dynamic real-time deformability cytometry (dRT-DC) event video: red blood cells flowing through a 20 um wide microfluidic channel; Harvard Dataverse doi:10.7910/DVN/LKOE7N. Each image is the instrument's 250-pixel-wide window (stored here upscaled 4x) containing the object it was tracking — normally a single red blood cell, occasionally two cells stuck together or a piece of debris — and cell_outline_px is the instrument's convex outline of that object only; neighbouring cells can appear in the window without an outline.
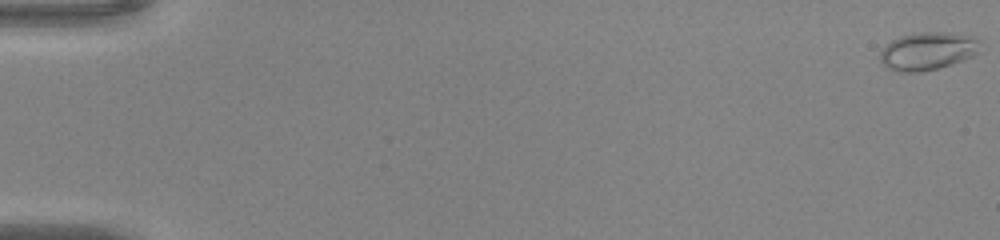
{"species": "common noctule bat (a hibernating species)", "species_latin": "Nyctalus noctula", "temperature_condition": "warm", "stored_images_in_passage": 52, "camera_frame_rate_fps": 3000, "um_per_image_px": 0.085, "animal": {"sex": "male", "body_mass_g": 20.0, "forearm_length_mm": 53.3}, "frame": {"image": 1, "passage_image": 1, "time_ms": 0.0, "image_size_px": [1000, 240], "cell_outline_px": [[980, 40], [976, 52], [972, 56], [952, 64], [936, 68], [916, 72], [900, 72], [884, 68], [880, 60], [880, 52], [892, 40], [900, 36], [920, 32], [944, 32], [972, 36]], "centroid_in_image_um": [78.81, 4.34], "position_along_channel_um": 6.2, "area_um2": 21.85}}
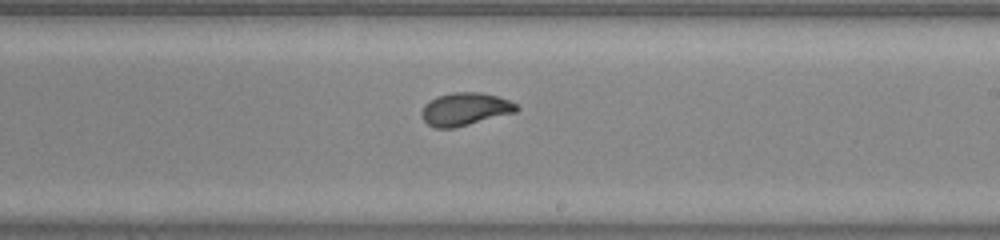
{"frame": {"image": 2, "passage_image": 32, "time_ms": 10.333, "image_size_px": [1000, 240], "cell_outline_px": [[520, 108], [516, 112], [452, 128], [436, 128], [428, 124], [420, 116], [420, 112], [424, 104], [436, 96], [452, 92], [480, 92], [496, 96], [508, 100], [516, 104]], "centroid_in_image_um": [39.49, 9.26], "position_along_channel_um": 249.5, "area_um2": 18.09}}
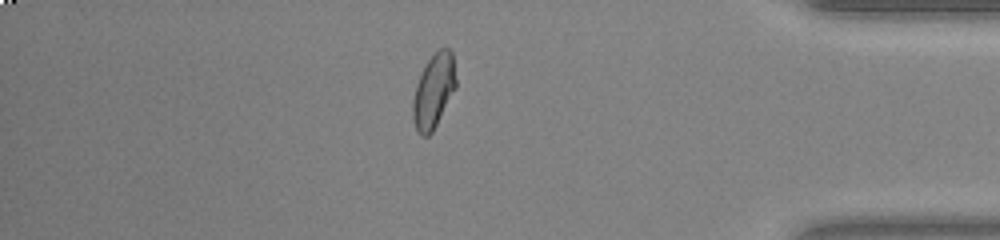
{"frame": {"image": 3, "passage_image": 45, "time_ms": 14.667, "image_size_px": [1000, 240], "cell_outline_px": [[456, 88], [432, 132], [428, 136], [420, 136], [412, 120], [412, 100], [416, 84], [428, 60], [440, 48], [448, 48], [452, 52], [456, 80]], "centroid_in_image_um": [36.85, 7.76], "position_along_channel_um": 398.4, "area_um2": 18.5}, "authors_computed_cell_mechanics": {"area_um2": 18.6983, "velocity_mm_per_s": 4.109, "shape_relaxation_time_tau1_ms": 3.5454, "shape_relaxation_time_tau2_ms": null, "deformation_change_tau1": 0.1354, "deformation_change_tau2": null}}